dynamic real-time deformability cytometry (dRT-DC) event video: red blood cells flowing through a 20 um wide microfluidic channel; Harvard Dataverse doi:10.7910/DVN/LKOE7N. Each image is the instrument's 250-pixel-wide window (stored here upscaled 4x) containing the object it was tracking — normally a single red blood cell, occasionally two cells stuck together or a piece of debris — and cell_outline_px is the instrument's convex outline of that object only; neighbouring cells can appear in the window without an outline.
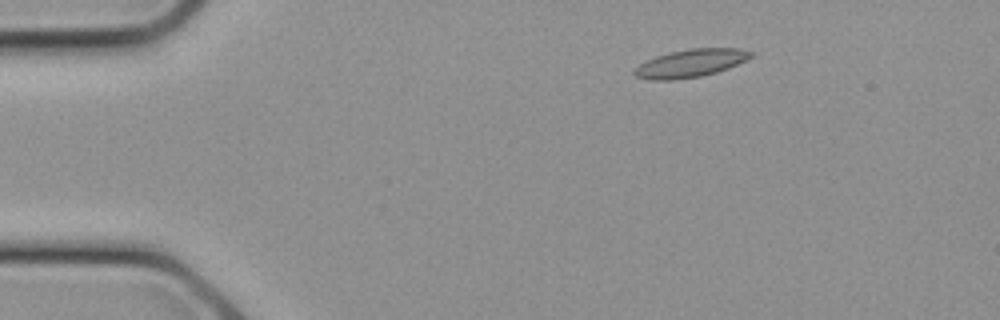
{"species": "common noctule bat (a hibernating species)", "species_latin": "Nyctalus noctula", "temperature_condition": "cold", "stored_images_in_passage": 11, "camera_frame_rate_fps": 3000, "um_per_image_px": 0.085, "animal": {"sex": "female", "body_mass_g": 21.9}, "frame": {"image": 1, "passage_image": 4, "time_ms": 1.0, "image_size_px": [1000, 320], "cell_outline_px": [[756, 52], [752, 56], [728, 68], [716, 72], [700, 76], [672, 80], [652, 80], [636, 76], [632, 72], [644, 60], [668, 52], [688, 48], [740, 48]], "centroid_in_image_um": [58.69, 5.36], "position_along_channel_um": 26.3, "area_um2": 18.96}}
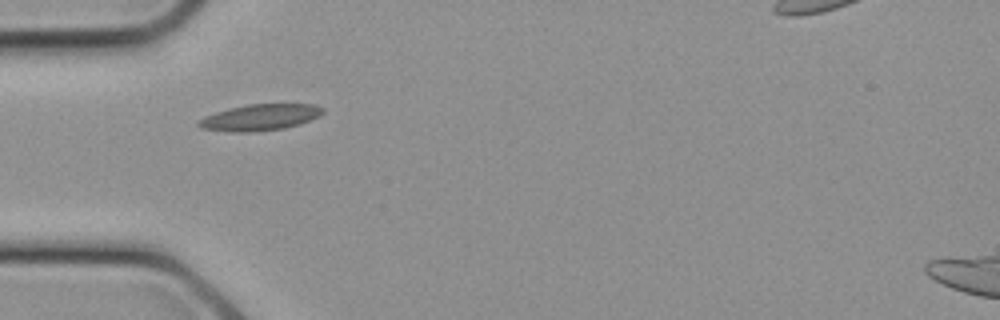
{"frame": {"image": 2, "passage_image": 8, "time_ms": 2.333, "image_size_px": [1000, 320], "cell_outline_px": [[324, 112], [320, 116], [300, 124], [284, 128], [252, 132], [232, 132], [200, 128], [196, 124], [204, 116], [216, 112], [248, 104], [316, 104], [324, 108]], "centroid_in_image_um": [22.13, 9.98], "position_along_channel_um": 62.9, "area_um2": 19.02}}
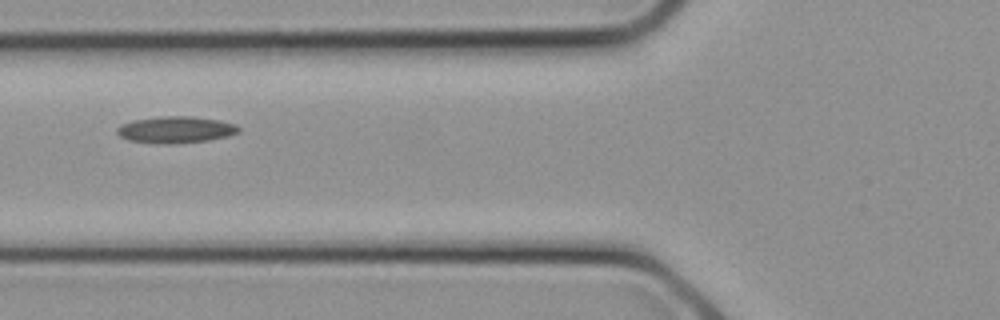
{"frame": {"image": 3, "passage_image": 10, "time_ms": 3.0, "image_size_px": [1000, 320], "cell_outline_px": [[240, 132], [228, 136], [208, 140], [176, 144], [156, 144], [128, 140], [120, 136], [116, 132], [116, 128], [120, 124], [132, 120], [160, 116], [192, 116], [220, 120], [236, 124], [240, 128]], "centroid_in_image_um": [14.92, 11.02], "position_along_channel_um": 110.9, "area_um2": 19.25}}